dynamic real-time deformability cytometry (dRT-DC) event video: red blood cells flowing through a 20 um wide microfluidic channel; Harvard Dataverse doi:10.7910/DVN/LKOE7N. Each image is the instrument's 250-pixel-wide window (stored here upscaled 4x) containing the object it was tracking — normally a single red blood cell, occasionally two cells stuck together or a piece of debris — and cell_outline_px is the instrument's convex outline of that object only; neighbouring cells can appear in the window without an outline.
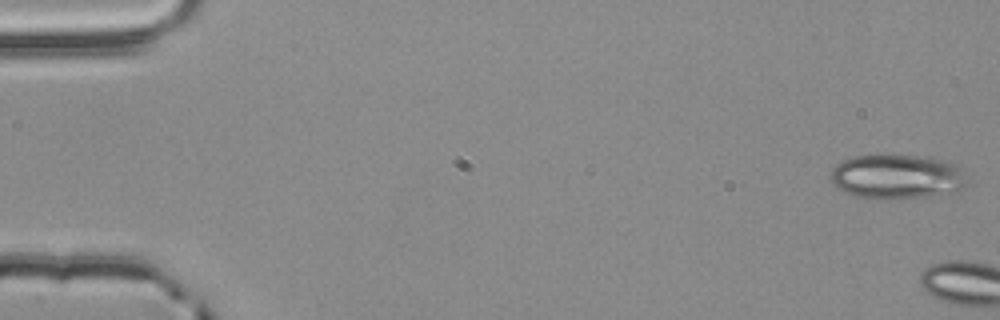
{"species": "common noctule bat (a hibernating species)", "species_latin": "Nyctalus noctula", "temperature_condition": "room temperature", "stored_images_in_passage": 5, "camera_frame_rate_fps": 3000, "um_per_image_px": 0.085, "animal": {"sex": "male", "body_mass_g": 20.4}, "frame": {"image": 1, "passage_image": 1, "time_ms": 0.0, "image_size_px": [1000, 320], "cell_outline_px": [[972, 180], [968, 184], [956, 192], [932, 196], [888, 200], [884, 200], [852, 196], [836, 188], [832, 184], [828, 176], [832, 168], [840, 160], [852, 156], [924, 156], [944, 160], [952, 164]], "centroid_in_image_um": [76.21, 15.05], "position_along_channel_um": 8.8, "area_um2": 36.13}}